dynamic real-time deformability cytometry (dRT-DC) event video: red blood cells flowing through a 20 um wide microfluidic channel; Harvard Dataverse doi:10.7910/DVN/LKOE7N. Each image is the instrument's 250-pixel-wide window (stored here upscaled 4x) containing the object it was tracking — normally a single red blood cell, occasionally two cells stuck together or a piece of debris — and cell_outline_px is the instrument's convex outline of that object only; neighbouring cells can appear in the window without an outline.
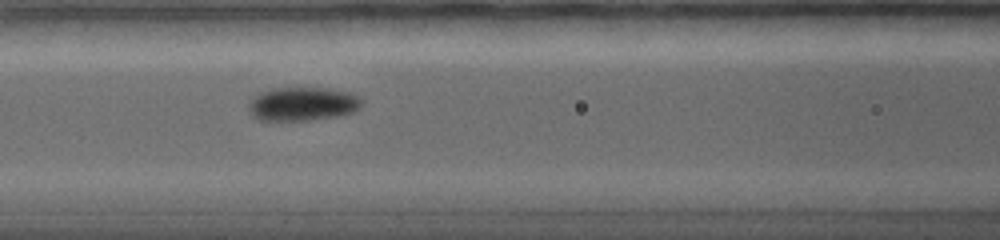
{"species": "common noctule bat (a hibernating species)", "species_latin": "Nyctalus noctula", "temperature_condition": "warm", "stored_images_in_passage": 22, "camera_frame_rate_fps": 5000, "um_per_image_px": 0.085, "animal": {"sex": "female", "body_mass_g": 19.0, "forearm_length_mm": 56.7}, "frame": {"image": 1, "passage_image": 8, "time_ms": 5.6, "image_size_px": [1000, 240], "cell_outline_px": [[360, 108], [352, 112], [340, 116], [308, 120], [256, 120], [248, 112], [248, 108], [252, 96], [260, 92], [272, 88], [328, 88], [352, 92], [360, 96]], "centroid_in_image_um": [25.7, 8.83], "position_along_channel_um": 140.9, "area_um2": 22.48}}
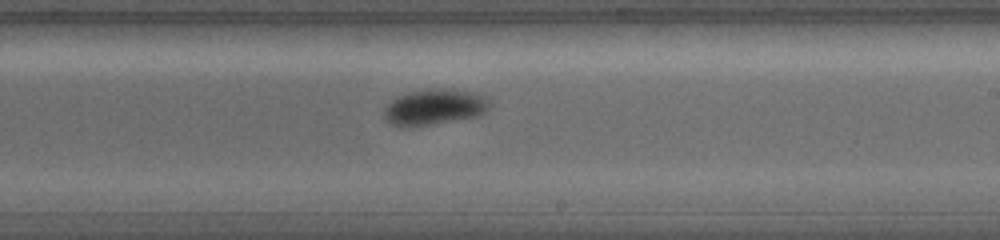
{"frame": {"image": 2, "passage_image": 12, "time_ms": 8.8, "image_size_px": [1000, 240], "cell_outline_px": [[488, 108], [480, 116], [408, 128], [400, 128], [384, 120], [384, 108], [392, 100], [400, 96], [412, 92], [440, 88], [476, 92], [484, 96], [488, 100]], "centroid_in_image_um": [36.9, 9.13], "position_along_channel_um": 252.1, "area_um2": 21.96}}
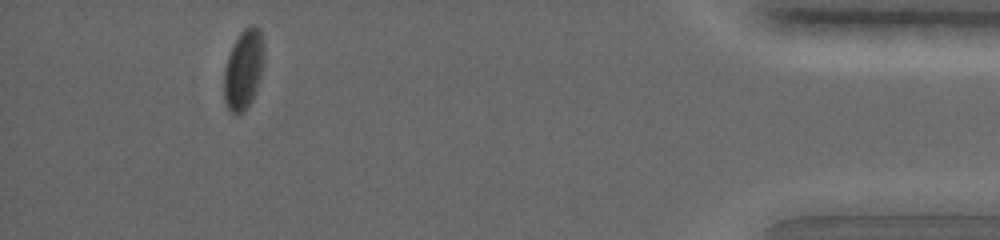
{"frame": {"image": 3, "passage_image": 20, "time_ms": 15.6, "image_size_px": [1000, 240], "cell_outline_px": [[264, 64], [252, 100], [240, 112], [232, 112], [228, 108], [224, 96], [224, 72], [228, 56], [240, 32], [244, 28], [252, 24], [260, 28], [264, 44]], "centroid_in_image_um": [20.73, 5.82], "position_along_channel_um": 414.5, "area_um2": 18.32}, "authors_computed_cell_mechanics": {"area_um2": 20.23, "velocity_mm_per_s": 3.4845, "shape_relaxation_time_tau1_ms": 2.5262, "shape_relaxation_time_tau2_ms": null, "deformation_change_tau1": 0.0828, "deformation_change_tau2": null}}